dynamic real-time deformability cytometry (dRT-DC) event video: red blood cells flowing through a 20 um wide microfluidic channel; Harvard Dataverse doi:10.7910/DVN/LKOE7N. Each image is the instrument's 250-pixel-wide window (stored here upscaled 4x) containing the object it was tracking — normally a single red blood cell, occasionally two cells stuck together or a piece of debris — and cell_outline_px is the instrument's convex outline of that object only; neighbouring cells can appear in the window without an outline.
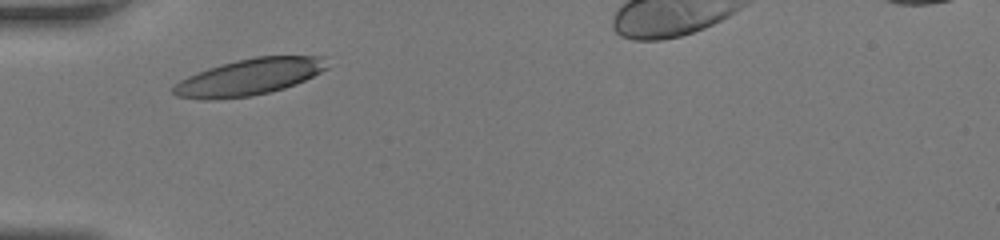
{"species": "human", "species_latin": "Homo sapiens", "temperature_condition": "room temperature", "stored_images_in_passage": 24, "camera_frame_rate_fps": 3000, "um_per_image_px": 0.085, "donor": {"sex": "female"}, "frame": {"image": 1, "passage_image": 2, "time_ms": 0.333, "image_size_px": [1000, 240], "cell_outline_px": [[328, 68], [296, 84], [284, 88], [252, 96], [212, 100], [204, 100], [176, 96], [172, 92], [172, 88], [180, 80], [188, 76], [208, 68], [236, 60], [256, 56], [328, 56]], "centroid_in_image_um": [21.2, 6.54], "position_along_channel_um": 63.8, "area_um2": 32.71}}
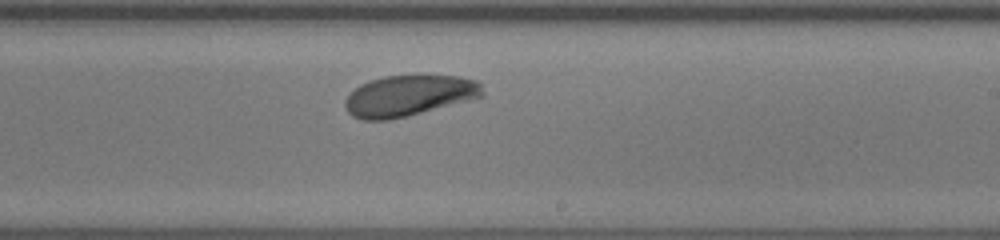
{"frame": {"image": 2, "passage_image": 15, "time_ms": 4.667, "image_size_px": [1000, 240], "cell_outline_px": [[484, 96], [408, 116], [388, 120], [364, 120], [352, 116], [344, 108], [344, 100], [360, 84], [384, 76], [460, 76], [476, 80], [480, 84], [484, 92]], "centroid_in_image_um": [34.75, 8.14], "position_along_channel_um": 254.3, "area_um2": 32.6}}
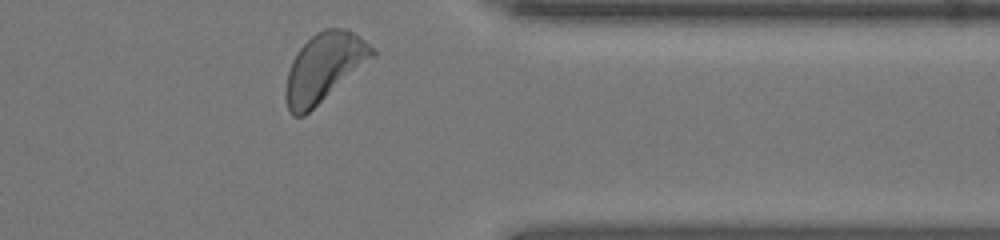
{"frame": {"image": 3, "passage_image": 24, "time_ms": 7.667, "image_size_px": [1000, 240], "cell_outline_px": [[376, 56], [304, 116], [292, 116], [288, 112], [284, 96], [284, 92], [288, 72], [292, 60], [300, 48], [316, 32], [324, 28], [348, 28], [364, 40], [376, 52]], "centroid_in_image_um": [27.53, 5.75], "position_along_channel_um": 383.9, "area_um2": 34.56}}